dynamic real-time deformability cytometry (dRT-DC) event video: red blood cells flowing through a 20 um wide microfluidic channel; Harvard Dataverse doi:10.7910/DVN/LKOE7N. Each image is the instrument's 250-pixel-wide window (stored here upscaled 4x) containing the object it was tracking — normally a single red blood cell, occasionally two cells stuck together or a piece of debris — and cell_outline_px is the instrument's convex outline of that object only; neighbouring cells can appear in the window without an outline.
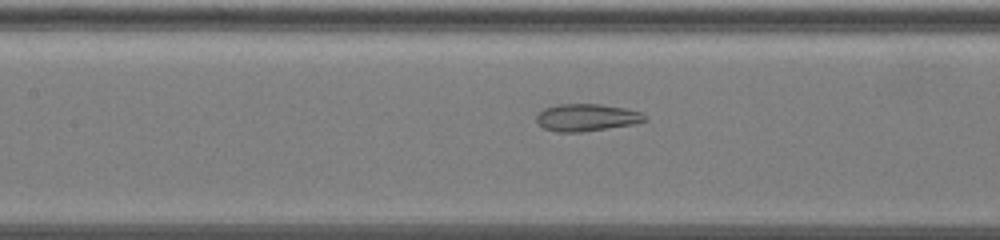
{"species": "common noctule bat (a hibernating species)", "species_latin": "Nyctalus noctula", "temperature_condition": "warm", "stored_images_in_passage": 14, "camera_frame_rate_fps": 3000, "um_per_image_px": 0.085, "animal": {"sex": "female", "body_mass_g": 19.5, "forearm_length_mm": 54.1}, "frame": {"image": 1, "passage_image": 12, "time_ms": 3.667, "image_size_px": [1000, 240], "cell_outline_px": [[648, 120], [632, 124], [580, 132], [556, 132], [544, 128], [536, 124], [536, 116], [544, 108], [556, 104], [600, 104], [624, 108], [640, 112], [648, 116]], "centroid_in_image_um": [49.83, 9.98], "position_along_channel_um": 157.6, "area_um2": 17.22}}